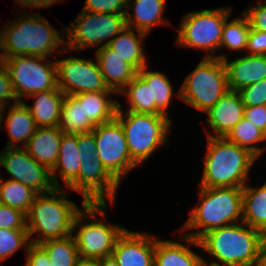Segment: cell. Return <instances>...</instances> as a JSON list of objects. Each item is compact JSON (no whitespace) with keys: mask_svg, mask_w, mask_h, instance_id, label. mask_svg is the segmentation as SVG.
Here are the masks:
<instances>
[{"mask_svg":"<svg viewBox=\"0 0 266 266\" xmlns=\"http://www.w3.org/2000/svg\"><path fill=\"white\" fill-rule=\"evenodd\" d=\"M257 158L225 137H208L200 187L243 188Z\"/></svg>","mask_w":266,"mask_h":266,"instance_id":"4","label":"cell"},{"mask_svg":"<svg viewBox=\"0 0 266 266\" xmlns=\"http://www.w3.org/2000/svg\"><path fill=\"white\" fill-rule=\"evenodd\" d=\"M144 66L137 74L146 82L151 83L152 93V114L168 116L166 109L170 105L172 96L180 98V91L175 95L173 86L165 74L159 71H152Z\"/></svg>","mask_w":266,"mask_h":266,"instance_id":"29","label":"cell"},{"mask_svg":"<svg viewBox=\"0 0 266 266\" xmlns=\"http://www.w3.org/2000/svg\"><path fill=\"white\" fill-rule=\"evenodd\" d=\"M98 266H119L112 255L97 260Z\"/></svg>","mask_w":266,"mask_h":266,"instance_id":"47","label":"cell"},{"mask_svg":"<svg viewBox=\"0 0 266 266\" xmlns=\"http://www.w3.org/2000/svg\"><path fill=\"white\" fill-rule=\"evenodd\" d=\"M5 125L9 136L6 147L18 148L22 141L24 147L37 129L35 120L23 101L10 105Z\"/></svg>","mask_w":266,"mask_h":266,"instance_id":"26","label":"cell"},{"mask_svg":"<svg viewBox=\"0 0 266 266\" xmlns=\"http://www.w3.org/2000/svg\"><path fill=\"white\" fill-rule=\"evenodd\" d=\"M36 101L33 106L23 102L35 120L37 127H59L61 119V106L65 94L60 89H51L29 96Z\"/></svg>","mask_w":266,"mask_h":266,"instance_id":"22","label":"cell"},{"mask_svg":"<svg viewBox=\"0 0 266 266\" xmlns=\"http://www.w3.org/2000/svg\"><path fill=\"white\" fill-rule=\"evenodd\" d=\"M5 107L4 108H1L0 107V126H1V124H2V121H4V117L6 116V115H4L5 114Z\"/></svg>","mask_w":266,"mask_h":266,"instance_id":"50","label":"cell"},{"mask_svg":"<svg viewBox=\"0 0 266 266\" xmlns=\"http://www.w3.org/2000/svg\"><path fill=\"white\" fill-rule=\"evenodd\" d=\"M134 30V28L125 26L110 41L108 46L138 72L144 66H147V57L145 56L142 43L148 34L138 30L137 36Z\"/></svg>","mask_w":266,"mask_h":266,"instance_id":"24","label":"cell"},{"mask_svg":"<svg viewBox=\"0 0 266 266\" xmlns=\"http://www.w3.org/2000/svg\"><path fill=\"white\" fill-rule=\"evenodd\" d=\"M38 193L24 184L0 178V203L27 214Z\"/></svg>","mask_w":266,"mask_h":266,"instance_id":"31","label":"cell"},{"mask_svg":"<svg viewBox=\"0 0 266 266\" xmlns=\"http://www.w3.org/2000/svg\"><path fill=\"white\" fill-rule=\"evenodd\" d=\"M119 182L106 170L98 158L81 160L78 177L67 187L78 192L87 204L114 202Z\"/></svg>","mask_w":266,"mask_h":266,"instance_id":"14","label":"cell"},{"mask_svg":"<svg viewBox=\"0 0 266 266\" xmlns=\"http://www.w3.org/2000/svg\"><path fill=\"white\" fill-rule=\"evenodd\" d=\"M236 223L213 229L195 240L184 234L183 243L204 249L216 260L203 263L211 266H260L264 233L256 228Z\"/></svg>","mask_w":266,"mask_h":266,"instance_id":"1","label":"cell"},{"mask_svg":"<svg viewBox=\"0 0 266 266\" xmlns=\"http://www.w3.org/2000/svg\"><path fill=\"white\" fill-rule=\"evenodd\" d=\"M45 59L28 55L2 58L19 102H22V97L28 98L35 93L59 89L56 61L48 59L45 62Z\"/></svg>","mask_w":266,"mask_h":266,"instance_id":"11","label":"cell"},{"mask_svg":"<svg viewBox=\"0 0 266 266\" xmlns=\"http://www.w3.org/2000/svg\"><path fill=\"white\" fill-rule=\"evenodd\" d=\"M26 252L25 266H52L48 254L39 244L31 243Z\"/></svg>","mask_w":266,"mask_h":266,"instance_id":"43","label":"cell"},{"mask_svg":"<svg viewBox=\"0 0 266 266\" xmlns=\"http://www.w3.org/2000/svg\"><path fill=\"white\" fill-rule=\"evenodd\" d=\"M244 117L266 134V105L244 107Z\"/></svg>","mask_w":266,"mask_h":266,"instance_id":"45","label":"cell"},{"mask_svg":"<svg viewBox=\"0 0 266 266\" xmlns=\"http://www.w3.org/2000/svg\"><path fill=\"white\" fill-rule=\"evenodd\" d=\"M199 189V201L201 203L190 211V217L182 227L185 230L194 228H198V230L186 233V236L199 240L213 229L236 224L240 221L242 223V188L199 187Z\"/></svg>","mask_w":266,"mask_h":266,"instance_id":"5","label":"cell"},{"mask_svg":"<svg viewBox=\"0 0 266 266\" xmlns=\"http://www.w3.org/2000/svg\"><path fill=\"white\" fill-rule=\"evenodd\" d=\"M111 255L119 266H154L155 236L125 229Z\"/></svg>","mask_w":266,"mask_h":266,"instance_id":"16","label":"cell"},{"mask_svg":"<svg viewBox=\"0 0 266 266\" xmlns=\"http://www.w3.org/2000/svg\"><path fill=\"white\" fill-rule=\"evenodd\" d=\"M129 0H86L82 10L94 13H126Z\"/></svg>","mask_w":266,"mask_h":266,"instance_id":"38","label":"cell"},{"mask_svg":"<svg viewBox=\"0 0 266 266\" xmlns=\"http://www.w3.org/2000/svg\"><path fill=\"white\" fill-rule=\"evenodd\" d=\"M15 20L7 23L3 30L2 49L0 52V62L2 58H12L15 56H39L44 58L57 54L58 48L62 52H67L64 48L65 30H55L48 21L39 14L27 13L18 14ZM17 19V20H16ZM54 51L56 53H54Z\"/></svg>","mask_w":266,"mask_h":266,"instance_id":"2","label":"cell"},{"mask_svg":"<svg viewBox=\"0 0 266 266\" xmlns=\"http://www.w3.org/2000/svg\"><path fill=\"white\" fill-rule=\"evenodd\" d=\"M11 99L14 100L13 104L19 103L8 70L3 62H0V107H6L9 104L7 101Z\"/></svg>","mask_w":266,"mask_h":266,"instance_id":"40","label":"cell"},{"mask_svg":"<svg viewBox=\"0 0 266 266\" xmlns=\"http://www.w3.org/2000/svg\"><path fill=\"white\" fill-rule=\"evenodd\" d=\"M155 236L154 266H201L203 257L179 242L158 240Z\"/></svg>","mask_w":266,"mask_h":266,"instance_id":"27","label":"cell"},{"mask_svg":"<svg viewBox=\"0 0 266 266\" xmlns=\"http://www.w3.org/2000/svg\"><path fill=\"white\" fill-rule=\"evenodd\" d=\"M75 266H98L97 260L80 259Z\"/></svg>","mask_w":266,"mask_h":266,"instance_id":"49","label":"cell"},{"mask_svg":"<svg viewBox=\"0 0 266 266\" xmlns=\"http://www.w3.org/2000/svg\"><path fill=\"white\" fill-rule=\"evenodd\" d=\"M92 132L97 146V158L120 183L126 174L138 166L131 159L121 123L114 118L107 123L97 125Z\"/></svg>","mask_w":266,"mask_h":266,"instance_id":"12","label":"cell"},{"mask_svg":"<svg viewBox=\"0 0 266 266\" xmlns=\"http://www.w3.org/2000/svg\"><path fill=\"white\" fill-rule=\"evenodd\" d=\"M95 57L105 84L115 93L119 94L137 75V71L109 46L97 49Z\"/></svg>","mask_w":266,"mask_h":266,"instance_id":"19","label":"cell"},{"mask_svg":"<svg viewBox=\"0 0 266 266\" xmlns=\"http://www.w3.org/2000/svg\"><path fill=\"white\" fill-rule=\"evenodd\" d=\"M207 124L215 132L208 137H225L244 117V105L237 91L229 90L206 112Z\"/></svg>","mask_w":266,"mask_h":266,"instance_id":"18","label":"cell"},{"mask_svg":"<svg viewBox=\"0 0 266 266\" xmlns=\"http://www.w3.org/2000/svg\"><path fill=\"white\" fill-rule=\"evenodd\" d=\"M110 94L115 92H85L73 96L83 104L85 116L97 126L113 120L116 116L119 102L112 99Z\"/></svg>","mask_w":266,"mask_h":266,"instance_id":"25","label":"cell"},{"mask_svg":"<svg viewBox=\"0 0 266 266\" xmlns=\"http://www.w3.org/2000/svg\"><path fill=\"white\" fill-rule=\"evenodd\" d=\"M63 135L59 127H37L23 148L35 161L51 171L58 159Z\"/></svg>","mask_w":266,"mask_h":266,"instance_id":"20","label":"cell"},{"mask_svg":"<svg viewBox=\"0 0 266 266\" xmlns=\"http://www.w3.org/2000/svg\"><path fill=\"white\" fill-rule=\"evenodd\" d=\"M77 135L64 134L60 143L58 159L51 172L52 183L55 188H61L58 172L66 188L78 177L81 159L79 156Z\"/></svg>","mask_w":266,"mask_h":266,"instance_id":"23","label":"cell"},{"mask_svg":"<svg viewBox=\"0 0 266 266\" xmlns=\"http://www.w3.org/2000/svg\"><path fill=\"white\" fill-rule=\"evenodd\" d=\"M27 230L26 214L0 203V229Z\"/></svg>","mask_w":266,"mask_h":266,"instance_id":"39","label":"cell"},{"mask_svg":"<svg viewBox=\"0 0 266 266\" xmlns=\"http://www.w3.org/2000/svg\"><path fill=\"white\" fill-rule=\"evenodd\" d=\"M263 1L260 0L254 7H248L243 14L247 17L251 29L266 32V3Z\"/></svg>","mask_w":266,"mask_h":266,"instance_id":"41","label":"cell"},{"mask_svg":"<svg viewBox=\"0 0 266 266\" xmlns=\"http://www.w3.org/2000/svg\"><path fill=\"white\" fill-rule=\"evenodd\" d=\"M78 150L80 152V159L97 158V146L93 132L77 135Z\"/></svg>","mask_w":266,"mask_h":266,"instance_id":"44","label":"cell"},{"mask_svg":"<svg viewBox=\"0 0 266 266\" xmlns=\"http://www.w3.org/2000/svg\"><path fill=\"white\" fill-rule=\"evenodd\" d=\"M0 167H4L11 180L30 187L38 194L52 191L51 172L44 165L35 161L22 147H5L0 152Z\"/></svg>","mask_w":266,"mask_h":266,"instance_id":"15","label":"cell"},{"mask_svg":"<svg viewBox=\"0 0 266 266\" xmlns=\"http://www.w3.org/2000/svg\"><path fill=\"white\" fill-rule=\"evenodd\" d=\"M31 241L27 230L0 229V262L13 256L21 247L27 251Z\"/></svg>","mask_w":266,"mask_h":266,"instance_id":"36","label":"cell"},{"mask_svg":"<svg viewBox=\"0 0 266 266\" xmlns=\"http://www.w3.org/2000/svg\"><path fill=\"white\" fill-rule=\"evenodd\" d=\"M127 97L129 112L152 114L151 83H146L138 74L119 93Z\"/></svg>","mask_w":266,"mask_h":266,"instance_id":"34","label":"cell"},{"mask_svg":"<svg viewBox=\"0 0 266 266\" xmlns=\"http://www.w3.org/2000/svg\"><path fill=\"white\" fill-rule=\"evenodd\" d=\"M179 91L180 99L206 113L229 91L225 63L218 58H203Z\"/></svg>","mask_w":266,"mask_h":266,"instance_id":"8","label":"cell"},{"mask_svg":"<svg viewBox=\"0 0 266 266\" xmlns=\"http://www.w3.org/2000/svg\"><path fill=\"white\" fill-rule=\"evenodd\" d=\"M132 0L128 1L125 22L126 26L150 34L151 28L157 25H170L165 19L163 11L166 0ZM133 3L131 6L130 4ZM130 7V8H129ZM133 11V12H129Z\"/></svg>","mask_w":266,"mask_h":266,"instance_id":"21","label":"cell"},{"mask_svg":"<svg viewBox=\"0 0 266 266\" xmlns=\"http://www.w3.org/2000/svg\"><path fill=\"white\" fill-rule=\"evenodd\" d=\"M201 266H211V265H208V264L203 263Z\"/></svg>","mask_w":266,"mask_h":266,"instance_id":"52","label":"cell"},{"mask_svg":"<svg viewBox=\"0 0 266 266\" xmlns=\"http://www.w3.org/2000/svg\"><path fill=\"white\" fill-rule=\"evenodd\" d=\"M250 30L249 21L243 13L241 18L230 22L227 19L222 29L220 48L225 46L232 51L246 50Z\"/></svg>","mask_w":266,"mask_h":266,"instance_id":"35","label":"cell"},{"mask_svg":"<svg viewBox=\"0 0 266 266\" xmlns=\"http://www.w3.org/2000/svg\"><path fill=\"white\" fill-rule=\"evenodd\" d=\"M230 14V6L184 14L176 44L187 48L203 49L207 53L204 58H216V55L210 52L220 49L222 29Z\"/></svg>","mask_w":266,"mask_h":266,"instance_id":"9","label":"cell"},{"mask_svg":"<svg viewBox=\"0 0 266 266\" xmlns=\"http://www.w3.org/2000/svg\"><path fill=\"white\" fill-rule=\"evenodd\" d=\"M216 58L225 63L229 90L238 92L266 78V55L245 54L234 61H228L226 54Z\"/></svg>","mask_w":266,"mask_h":266,"instance_id":"17","label":"cell"},{"mask_svg":"<svg viewBox=\"0 0 266 266\" xmlns=\"http://www.w3.org/2000/svg\"><path fill=\"white\" fill-rule=\"evenodd\" d=\"M244 107L266 105V78L238 91Z\"/></svg>","mask_w":266,"mask_h":266,"instance_id":"37","label":"cell"},{"mask_svg":"<svg viewBox=\"0 0 266 266\" xmlns=\"http://www.w3.org/2000/svg\"><path fill=\"white\" fill-rule=\"evenodd\" d=\"M16 4L22 6V8H48L56 2L62 0H14Z\"/></svg>","mask_w":266,"mask_h":266,"instance_id":"46","label":"cell"},{"mask_svg":"<svg viewBox=\"0 0 266 266\" xmlns=\"http://www.w3.org/2000/svg\"><path fill=\"white\" fill-rule=\"evenodd\" d=\"M260 266H266V233L263 236L261 244V262Z\"/></svg>","mask_w":266,"mask_h":266,"instance_id":"48","label":"cell"},{"mask_svg":"<svg viewBox=\"0 0 266 266\" xmlns=\"http://www.w3.org/2000/svg\"><path fill=\"white\" fill-rule=\"evenodd\" d=\"M106 208L107 204H87L75 217L73 231L76 228L78 230L73 236L80 259L98 260L110 256L117 238L126 229L120 225L105 222L100 218L102 215L105 216ZM97 216L100 219H97Z\"/></svg>","mask_w":266,"mask_h":266,"instance_id":"7","label":"cell"},{"mask_svg":"<svg viewBox=\"0 0 266 266\" xmlns=\"http://www.w3.org/2000/svg\"><path fill=\"white\" fill-rule=\"evenodd\" d=\"M66 197L68 195L62 187L36 196L26 214L29 238H33L36 232L39 234L37 239L30 240L31 243L40 244L47 240L63 239L73 234L74 219L87 203L82 200V209H80Z\"/></svg>","mask_w":266,"mask_h":266,"instance_id":"3","label":"cell"},{"mask_svg":"<svg viewBox=\"0 0 266 266\" xmlns=\"http://www.w3.org/2000/svg\"><path fill=\"white\" fill-rule=\"evenodd\" d=\"M246 51L250 55H266V32L251 29Z\"/></svg>","mask_w":266,"mask_h":266,"instance_id":"42","label":"cell"},{"mask_svg":"<svg viewBox=\"0 0 266 266\" xmlns=\"http://www.w3.org/2000/svg\"><path fill=\"white\" fill-rule=\"evenodd\" d=\"M225 138L240 147L246 148L256 158H258L265 150V148L257 146L256 143L262 141L266 142V134L258 127H255L254 124L245 117L242 118V120L225 136Z\"/></svg>","mask_w":266,"mask_h":266,"instance_id":"32","label":"cell"},{"mask_svg":"<svg viewBox=\"0 0 266 266\" xmlns=\"http://www.w3.org/2000/svg\"><path fill=\"white\" fill-rule=\"evenodd\" d=\"M39 245L48 254L52 266H75L80 260L73 234L63 239L47 240Z\"/></svg>","mask_w":266,"mask_h":266,"instance_id":"33","label":"cell"},{"mask_svg":"<svg viewBox=\"0 0 266 266\" xmlns=\"http://www.w3.org/2000/svg\"><path fill=\"white\" fill-rule=\"evenodd\" d=\"M242 223L266 233V182L242 188Z\"/></svg>","mask_w":266,"mask_h":266,"instance_id":"28","label":"cell"},{"mask_svg":"<svg viewBox=\"0 0 266 266\" xmlns=\"http://www.w3.org/2000/svg\"><path fill=\"white\" fill-rule=\"evenodd\" d=\"M125 26L124 14H102L82 10L71 26L65 27V38H67L65 48L67 51H79L108 46ZM106 40L107 42L104 43Z\"/></svg>","mask_w":266,"mask_h":266,"instance_id":"10","label":"cell"},{"mask_svg":"<svg viewBox=\"0 0 266 266\" xmlns=\"http://www.w3.org/2000/svg\"><path fill=\"white\" fill-rule=\"evenodd\" d=\"M57 87L65 95L112 91L107 87L97 62L68 57L56 60Z\"/></svg>","mask_w":266,"mask_h":266,"instance_id":"13","label":"cell"},{"mask_svg":"<svg viewBox=\"0 0 266 266\" xmlns=\"http://www.w3.org/2000/svg\"><path fill=\"white\" fill-rule=\"evenodd\" d=\"M118 103L115 118L121 123L131 159L139 166L168 141L170 117L126 111Z\"/></svg>","mask_w":266,"mask_h":266,"instance_id":"6","label":"cell"},{"mask_svg":"<svg viewBox=\"0 0 266 266\" xmlns=\"http://www.w3.org/2000/svg\"><path fill=\"white\" fill-rule=\"evenodd\" d=\"M96 126L85 116L83 104L73 95H65L61 106L59 128L64 134L81 135L91 132Z\"/></svg>","mask_w":266,"mask_h":266,"instance_id":"30","label":"cell"},{"mask_svg":"<svg viewBox=\"0 0 266 266\" xmlns=\"http://www.w3.org/2000/svg\"><path fill=\"white\" fill-rule=\"evenodd\" d=\"M3 30L0 31V50L2 49Z\"/></svg>","mask_w":266,"mask_h":266,"instance_id":"51","label":"cell"}]
</instances>
